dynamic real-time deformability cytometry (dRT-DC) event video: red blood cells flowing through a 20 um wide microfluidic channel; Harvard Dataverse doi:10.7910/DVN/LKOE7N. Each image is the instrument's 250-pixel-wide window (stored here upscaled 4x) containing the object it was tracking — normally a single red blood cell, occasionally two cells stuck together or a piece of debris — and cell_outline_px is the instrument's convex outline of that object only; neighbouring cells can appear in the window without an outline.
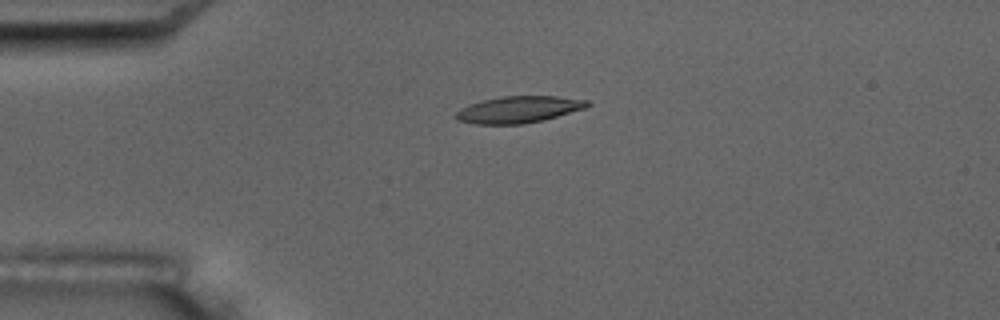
{"species": "common noctule bat (a hibernating species)", "species_latin": "Nyctalus noctula", "temperature_condition": "room temperature", "stored_images_in_passage": 5, "camera_frame_rate_fps": 3000, "um_per_image_px": 0.085, "animal": {"sex": "male", "body_mass_g": 17.5, "forearm_length_mm": 52.3}, "frame": {"image": 1, "passage_image": 4, "time_ms": 4.333, "image_size_px": [1000, 320], "cell_outline_px": [[592, 104], [584, 108], [544, 120], [524, 124], [472, 124], [456, 120], [452, 116], [460, 108], [484, 100], [500, 96], [556, 96], [588, 100]], "centroid_in_image_um": [44.05, 9.32], "position_along_channel_um": 40.9, "area_um2": 20.52}}